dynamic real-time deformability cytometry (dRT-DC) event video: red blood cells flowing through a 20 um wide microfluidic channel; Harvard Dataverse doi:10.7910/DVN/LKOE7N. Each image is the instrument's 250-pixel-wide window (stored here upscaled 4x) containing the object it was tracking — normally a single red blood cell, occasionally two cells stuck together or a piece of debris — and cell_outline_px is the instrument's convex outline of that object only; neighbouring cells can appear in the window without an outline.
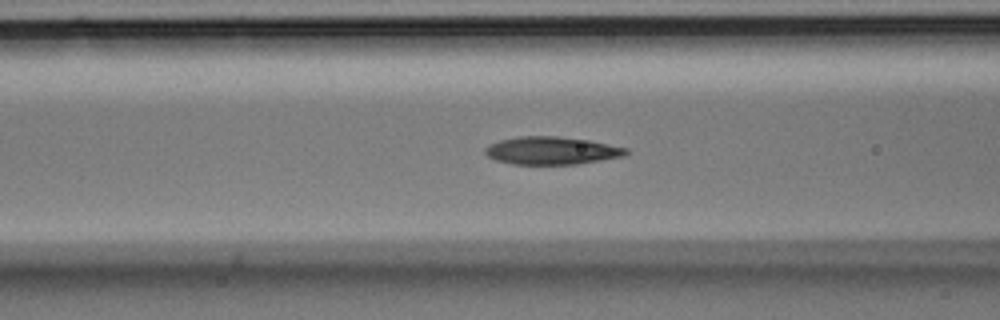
{"species": "Egyptian fruit bat (a non-hibernating species)", "species_latin": "Rousettus aegyptiacus", "temperature_condition": "room temperature", "stored_images_in_passage": 37, "camera_frame_rate_fps": 3000, "um_per_image_px": 0.085, "animal": {"sex": "male"}, "frame": {"image": 1, "passage_image": 16, "time_ms": 5.0, "image_size_px": [1000, 320], "cell_outline_px": [[628, 152], [624, 156], [576, 164], [512, 164], [496, 160], [488, 156], [484, 152], [484, 148], [488, 144], [500, 140], [520, 136], [556, 136], [588, 140], [628, 148]], "centroid_in_image_um": [46.86, 12.8], "position_along_channel_um": 119.7, "area_um2": 22.72}}
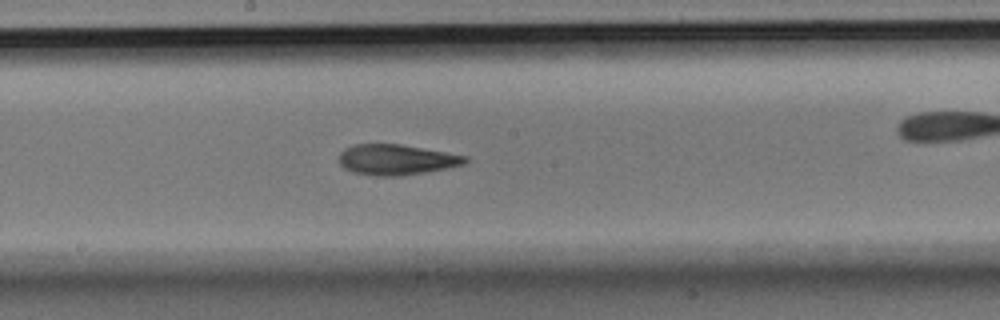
{"frame": {"image": 2, "passage_image": 22, "time_ms": 7.0, "image_size_px": [1000, 320], "cell_outline_px": [[468, 160], [464, 164], [424, 172], [400, 176], [376, 176], [352, 172], [344, 168], [340, 164], [340, 152], [344, 148], [352, 144], [400, 144], [468, 156]], "centroid_in_image_um": [33.65, 13.57], "position_along_channel_um": 214.5, "area_um2": 22.31}}
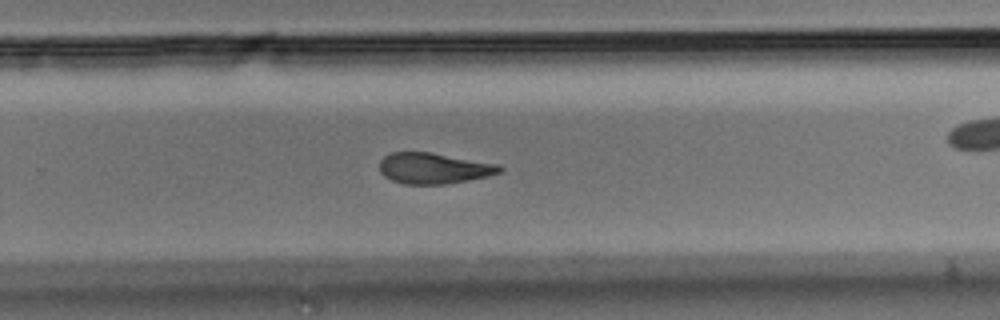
{"frame": {"image": 3, "passage_image": 27, "time_ms": 8.667, "image_size_px": [1000, 320], "cell_outline_px": [[504, 168], [500, 172], [488, 176], [444, 184], [404, 184], [392, 180], [384, 176], [380, 172], [380, 160], [384, 156], [392, 152], [432, 152], [500, 164]], "centroid_in_image_um": [36.88, 14.29], "position_along_channel_um": 292.9, "area_um2": 21.68}}